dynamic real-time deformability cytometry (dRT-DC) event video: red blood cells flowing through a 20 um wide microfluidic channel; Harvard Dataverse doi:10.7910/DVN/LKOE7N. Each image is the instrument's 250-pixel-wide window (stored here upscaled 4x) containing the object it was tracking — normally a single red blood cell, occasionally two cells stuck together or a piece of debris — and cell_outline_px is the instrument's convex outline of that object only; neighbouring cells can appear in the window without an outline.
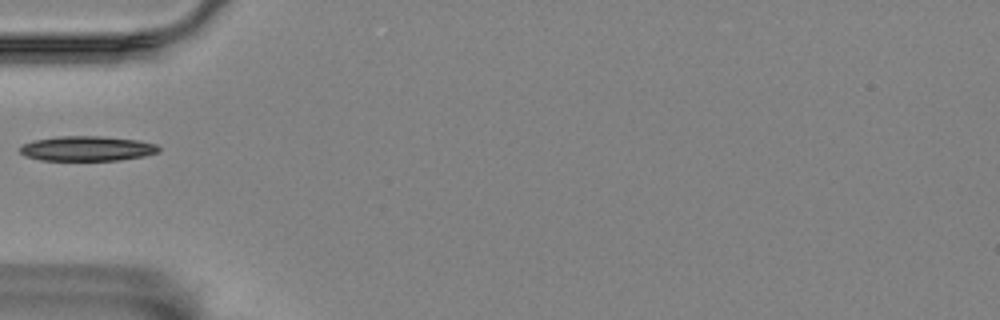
{"species": "Egyptian fruit bat (a non-hibernating species)", "species_latin": "Rousettus aegyptiacus", "temperature_condition": "room temperature", "stored_images_in_passage": 39, "camera_frame_rate_fps": 3000, "um_per_image_px": 0.085, "animal": {"sex": "female"}, "frame": {"image": 1, "passage_image": 1, "time_ms": 0.0, "image_size_px": [1000, 320], "cell_outline_px": [[160, 152], [144, 156], [120, 160], [40, 160], [24, 156], [20, 152], [20, 148], [24, 144], [32, 140], [60, 136], [100, 136], [140, 140], [156, 144], [160, 148]], "centroid_in_image_um": [7.42, 12.62], "position_along_channel_um": 77.6, "area_um2": 20.23}}
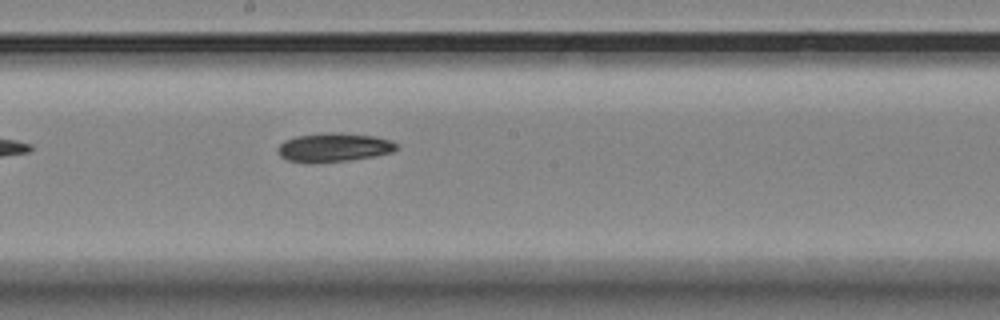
{"frame": {"image": 2, "passage_image": 13, "time_ms": 4.0, "image_size_px": [1000, 320], "cell_outline_px": [[396, 148], [392, 152], [372, 156], [344, 160], [288, 160], [280, 156], [276, 152], [276, 148], [284, 140], [296, 136], [332, 132], [340, 132], [372, 136], [392, 140], [396, 144]], "centroid_in_image_um": [28.37, 12.48], "position_along_channel_um": 219.8, "area_um2": 19.07}}
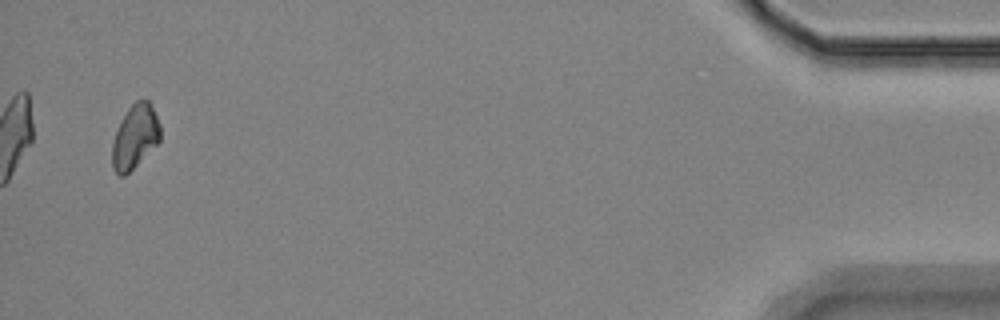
{"frame": {"image": 3, "passage_image": 37, "time_ms": 12.0, "image_size_px": [1000, 320], "cell_outline_px": [[160, 140], [124, 176], [120, 176], [112, 168], [112, 144], [120, 120], [128, 108], [136, 100], [148, 100], [160, 124]], "centroid_in_image_um": [11.45, 11.6], "position_along_channel_um": 423.8, "area_um2": 17.51}}